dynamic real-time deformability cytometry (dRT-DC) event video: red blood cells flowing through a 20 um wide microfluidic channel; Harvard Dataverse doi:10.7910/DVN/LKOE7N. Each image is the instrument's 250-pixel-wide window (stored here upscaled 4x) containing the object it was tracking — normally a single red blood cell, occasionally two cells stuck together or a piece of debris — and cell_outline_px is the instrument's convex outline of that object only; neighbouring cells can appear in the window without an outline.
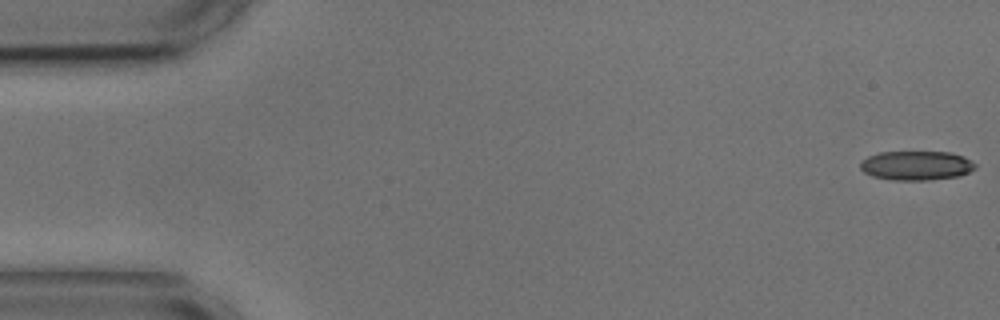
{"species": "common noctule bat (a hibernating species)", "species_latin": "Nyctalus noctula", "temperature_condition": "cold", "stored_images_in_passage": 5, "camera_frame_rate_fps": 3000, "um_per_image_px": 0.085, "animal": {"sex": "male", "body_mass_g": 17.9, "forearm_length_mm": 54.2}, "frame": {"image": 1, "passage_image": 1, "time_ms": 0.0, "image_size_px": [1000, 320], "cell_outline_px": [[976, 168], [960, 176], [928, 180], [892, 180], [872, 176], [864, 172], [860, 168], [860, 164], [868, 156], [880, 152], [952, 152], [964, 156], [972, 160], [976, 164]], "centroid_in_image_um": [77.92, 14.07], "position_along_channel_um": 7.1, "area_um2": 19.71}}
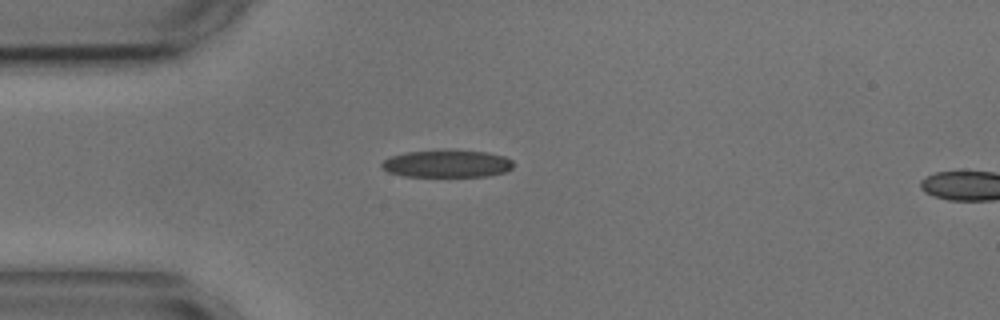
{"frame": {"image": 2, "passage_image": 4, "time_ms": 4.333, "image_size_px": [1000, 320], "cell_outline_px": [[512, 168], [504, 172], [488, 176], [404, 176], [388, 172], [380, 168], [380, 164], [384, 160], [392, 156], [408, 152], [488, 152], [504, 156], [512, 160]], "centroid_in_image_um": [37.98, 13.95], "position_along_channel_um": 47.0, "area_um2": 20.29}}